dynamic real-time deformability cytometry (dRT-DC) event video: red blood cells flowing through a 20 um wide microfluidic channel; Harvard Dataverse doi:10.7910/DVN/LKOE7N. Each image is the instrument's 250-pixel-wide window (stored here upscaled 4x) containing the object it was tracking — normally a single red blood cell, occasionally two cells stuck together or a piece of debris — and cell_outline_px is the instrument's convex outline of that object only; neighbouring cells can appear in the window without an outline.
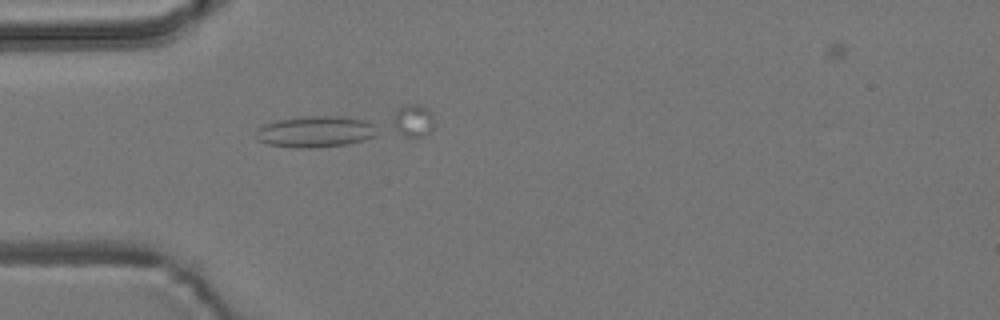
{"species": "common noctule bat (a hibernating species)", "species_latin": "Nyctalus noctula", "temperature_condition": "room temperature", "stored_images_in_passage": 6, "camera_frame_rate_fps": 3000, "um_per_image_px": 0.085, "animal": {"sex": "male", "body_mass_g": 19.2, "forearm_length_mm": 51.8}, "frame": {"image": 1, "passage_image": 5, "time_ms": 1.333, "image_size_px": [1000, 320], "cell_outline_px": [[376, 136], [364, 140], [348, 144], [312, 148], [296, 148], [268, 144], [260, 140], [256, 136], [256, 128], [264, 124], [276, 120], [300, 116], [340, 116], [364, 120], [372, 124]], "centroid_in_image_um": [26.77, 11.19], "position_along_channel_um": 58.2, "area_um2": 22.08}}